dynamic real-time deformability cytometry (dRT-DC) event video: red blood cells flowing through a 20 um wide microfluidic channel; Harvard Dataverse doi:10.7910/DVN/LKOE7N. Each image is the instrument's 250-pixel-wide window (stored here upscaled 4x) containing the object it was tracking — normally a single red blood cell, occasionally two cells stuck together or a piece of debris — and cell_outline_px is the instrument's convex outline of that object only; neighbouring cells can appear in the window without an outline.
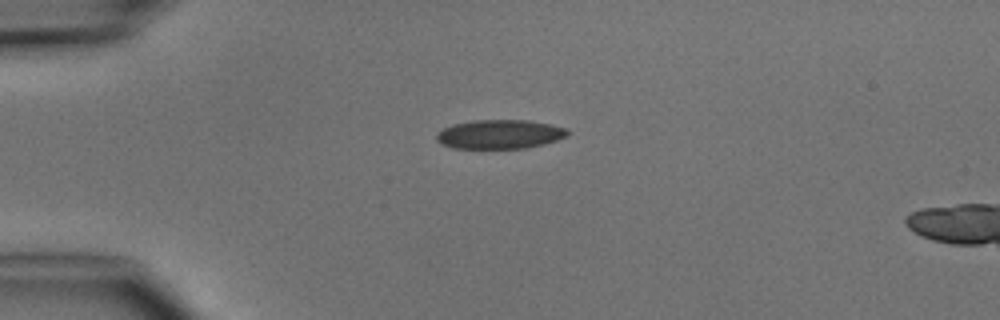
{"species": "common noctule bat (a hibernating species)", "species_latin": "Nyctalus noctula", "temperature_condition": "cold", "stored_images_in_passage": 3, "camera_frame_rate_fps": 3000, "um_per_image_px": 0.085, "animal": {"sex": "male", "body_mass_g": 15.6}, "frame": {"image": 1, "passage_image": 1, "time_ms": 0.0, "image_size_px": [1000, 320], "cell_outline_px": [[572, 132], [568, 136], [544, 144], [528, 148], [452, 148], [436, 140], [436, 132], [452, 124], [472, 120], [528, 120], [568, 128]], "centroid_in_image_um": [42.5, 11.4], "position_along_channel_um": 42.5, "area_um2": 22.37}}